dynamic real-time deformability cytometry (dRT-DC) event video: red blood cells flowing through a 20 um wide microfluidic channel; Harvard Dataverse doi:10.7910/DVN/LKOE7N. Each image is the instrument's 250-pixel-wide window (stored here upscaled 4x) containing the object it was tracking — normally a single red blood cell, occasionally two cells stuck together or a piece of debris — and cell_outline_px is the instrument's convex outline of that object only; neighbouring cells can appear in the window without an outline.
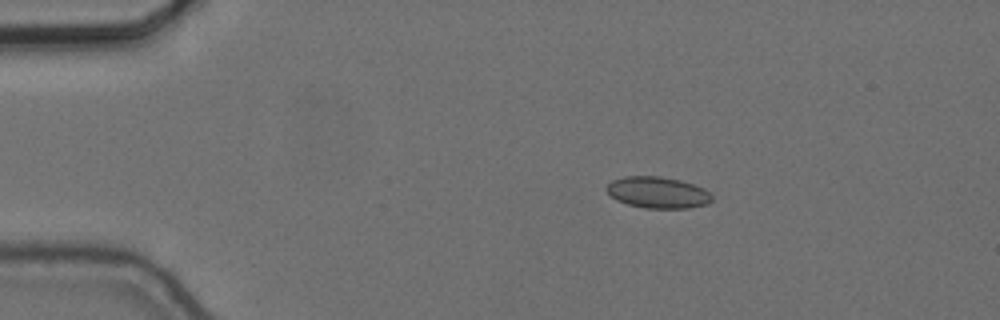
{"species": "common noctule bat (a hibernating species)", "species_latin": "Nyctalus noctula", "temperature_condition": "cold", "stored_images_in_passage": 48, "camera_frame_rate_fps": 3000, "um_per_image_px": 0.085, "animal": {"sex": "female", "body_mass_g": 24.6, "forearm_length_mm": 56.2}, "frame": {"image": 1, "passage_image": 2, "time_ms": 0.333, "image_size_px": [1000, 320], "cell_outline_px": [[712, 200], [708, 204], [688, 208], [644, 208], [628, 204], [616, 200], [604, 188], [612, 180], [624, 176], [660, 176], [680, 180], [704, 188], [712, 196]], "centroid_in_image_um": [55.9, 16.36], "position_along_channel_um": 29.1, "area_um2": 19.31}}
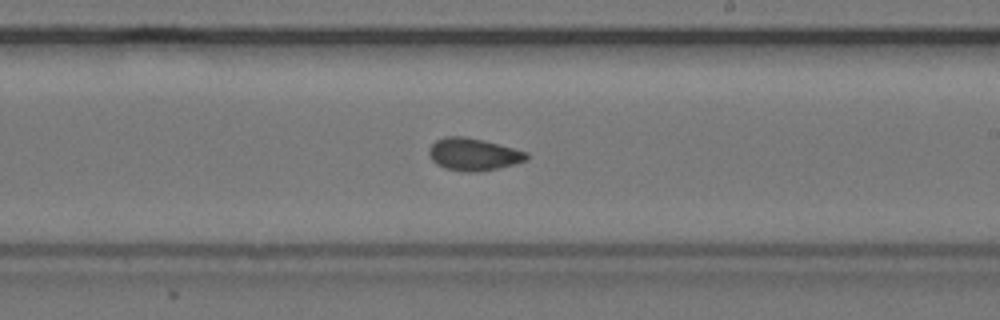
{"frame": {"image": 2, "passage_image": 25, "time_ms": 8.0, "image_size_px": [1000, 320], "cell_outline_px": [[528, 160], [496, 168], [476, 172], [464, 172], [444, 168], [436, 164], [432, 160], [428, 152], [428, 148], [436, 140], [444, 136], [464, 136], [484, 140], [528, 152]], "centroid_in_image_um": [40.21, 13.11], "position_along_channel_um": 248.8, "area_um2": 18.44}}
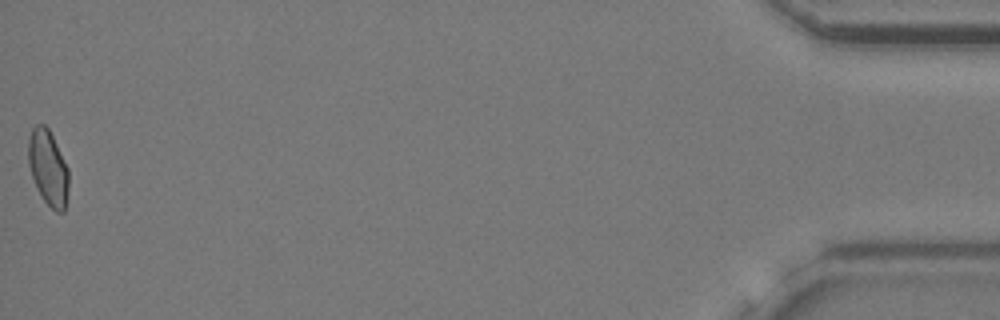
{"frame": {"image": 3, "passage_image": 48, "time_ms": 15.667, "image_size_px": [1000, 320], "cell_outline_px": [[68, 188], [64, 212], [56, 212], [44, 200], [36, 188], [28, 164], [28, 140], [32, 128], [36, 124], [44, 124], [48, 128], [68, 168]], "centroid_in_image_um": [4.07, 14.26], "position_along_channel_um": 431.1, "area_um2": 17.57}, "authors_computed_cell_mechanics": {"area_um2": 17.8891, "velocity_mm_per_s": 3.6589, "shape_relaxation_time_tau1_ms": null, "shape_relaxation_time_tau2_ms": 1.886, "deformation_change_tau1": null, "deformation_change_tau2": 0.0635}}